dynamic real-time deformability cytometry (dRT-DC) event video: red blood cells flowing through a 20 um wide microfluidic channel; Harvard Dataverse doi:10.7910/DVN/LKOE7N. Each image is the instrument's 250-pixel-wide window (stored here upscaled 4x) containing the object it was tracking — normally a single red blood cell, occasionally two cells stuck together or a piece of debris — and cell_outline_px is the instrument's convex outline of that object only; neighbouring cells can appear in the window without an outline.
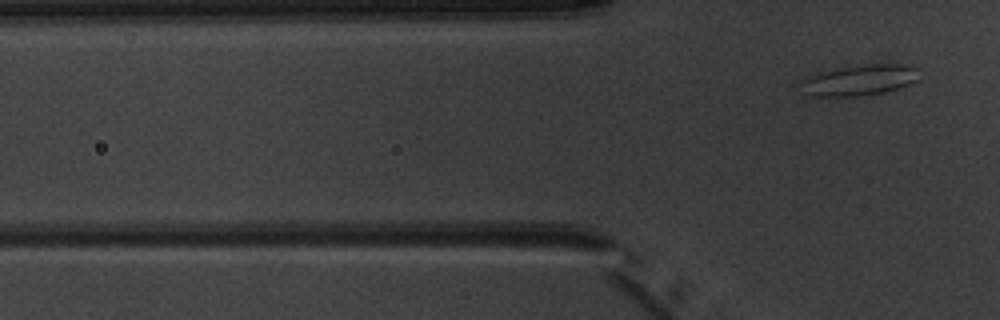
{"species": "common noctule bat (a hibernating species)", "species_latin": "Nyctalus noctula", "temperature_condition": "warm", "stored_images_in_passage": 5, "camera_frame_rate_fps": 3000, "um_per_image_px": 0.085, "animal": {"sex": "male", "body_mass_g": 20.1, "forearm_length_mm": 53.5}, "frame": {"image": 1, "passage_image": 5, "time_ms": 5.667, "image_size_px": [1000, 320], "cell_outline_px": [[916, 80], [908, 84], [884, 92], [856, 96], [808, 96], [804, 92], [804, 80], [808, 76], [820, 72], [840, 68], [864, 64], [900, 64], [916, 68]], "centroid_in_image_um": [73.03, 6.81], "position_along_channel_um": 52.8, "area_um2": 20.52}}